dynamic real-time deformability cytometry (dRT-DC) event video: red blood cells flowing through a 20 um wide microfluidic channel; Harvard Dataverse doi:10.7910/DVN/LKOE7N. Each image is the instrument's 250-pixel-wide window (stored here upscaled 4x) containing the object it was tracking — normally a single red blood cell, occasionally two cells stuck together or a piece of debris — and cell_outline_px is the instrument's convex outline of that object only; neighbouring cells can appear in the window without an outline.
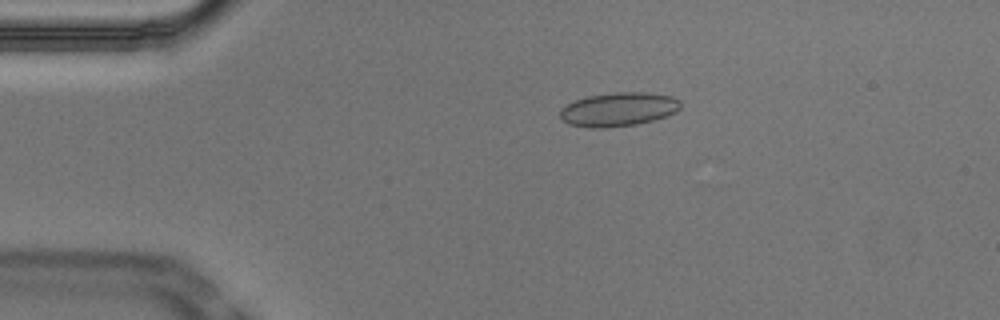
{"species": "Egyptian fruit bat (a non-hibernating species)", "species_latin": "Rousettus aegyptiacus", "temperature_condition": "cold", "stored_images_in_passage": 53, "camera_frame_rate_fps": 3000, "um_per_image_px": 0.085, "animal": {"sex": "male"}, "frame": {"image": 1, "passage_image": 10, "time_ms": 3.0, "image_size_px": [1000, 320], "cell_outline_px": [[680, 108], [676, 112], [668, 116], [636, 124], [604, 128], [588, 128], [568, 124], [560, 116], [560, 108], [576, 100], [588, 96], [616, 92], [648, 92], [672, 96], [680, 100]], "centroid_in_image_um": [52.59, 9.29], "position_along_channel_um": 32.4, "area_um2": 23.81}}
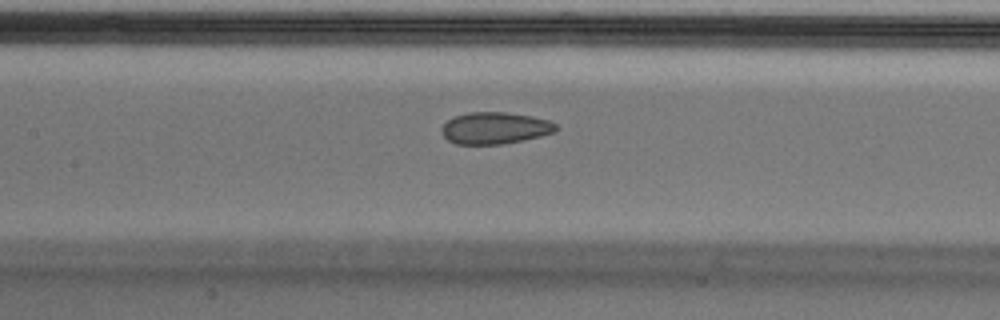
{"frame": {"image": 2, "passage_image": 24, "time_ms": 7.667, "image_size_px": [1000, 320], "cell_outline_px": [[560, 128], [556, 132], [540, 136], [500, 144], [456, 144], [448, 140], [444, 136], [440, 128], [448, 120], [456, 116], [468, 112], [504, 112], [532, 116], [548, 120], [556, 124]], "centroid_in_image_um": [42.08, 10.88], "position_along_channel_um": 165.3, "area_um2": 21.1}}
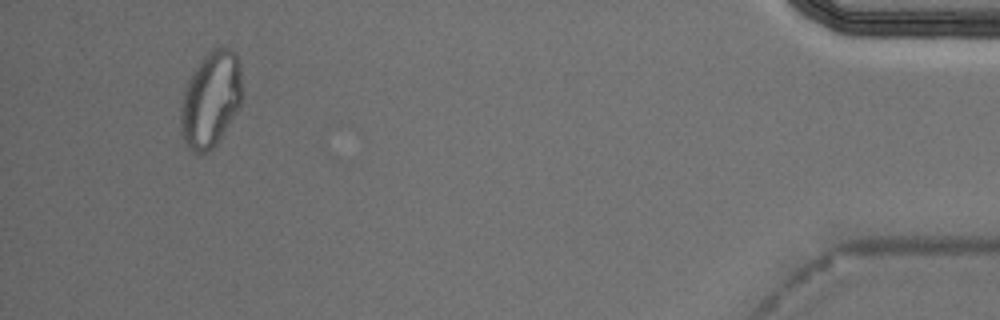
{"frame": {"image": 3, "passage_image": 50, "time_ms": 16.333, "image_size_px": [1000, 320], "cell_outline_px": [[240, 104], [236, 112], [224, 132], [216, 144], [208, 152], [196, 156], [188, 148], [180, 132], [180, 104], [188, 80], [192, 72], [200, 60], [212, 48], [232, 48], [236, 52], [240, 68]], "centroid_in_image_um": [17.87, 8.48], "position_along_channel_um": 417.3, "area_um2": 34.33}, "authors_computed_cell_mechanics": {"area_um2": 22.831, "velocity_mm_per_s": 3.7241, "shape_relaxation_time_tau1_ms": null, "shape_relaxation_time_tau2_ms": 1.5675, "deformation_change_tau1": null, "deformation_change_tau2": 0.0573}}